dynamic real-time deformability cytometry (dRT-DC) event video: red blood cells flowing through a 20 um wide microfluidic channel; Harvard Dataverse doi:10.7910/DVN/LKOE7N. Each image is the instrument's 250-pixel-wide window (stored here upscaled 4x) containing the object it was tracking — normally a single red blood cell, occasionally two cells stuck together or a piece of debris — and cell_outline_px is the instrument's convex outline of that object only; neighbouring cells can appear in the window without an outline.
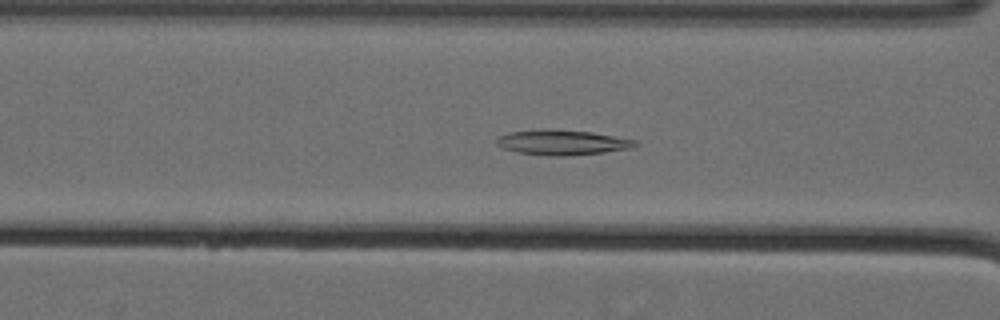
{"species": "Egyptian fruit bat (a non-hibernating species)", "species_latin": "Rousettus aegyptiacus", "temperature_condition": "cold", "stored_images_in_passage": 60, "camera_frame_rate_fps": 3000, "um_per_image_px": 0.085, "animal": {"sex": "female"}, "frame": {"image": 1, "passage_image": 28, "time_ms": 9.0, "image_size_px": [1000, 320], "cell_outline_px": [[640, 144], [632, 148], [604, 152], [564, 156], [548, 156], [516, 152], [504, 148], [496, 144], [496, 140], [500, 136], [508, 132], [544, 128], [548, 128], [592, 132], [636, 140]], "centroid_in_image_um": [47.79, 12.09], "position_along_channel_um": 118.8, "area_um2": 20.46}}
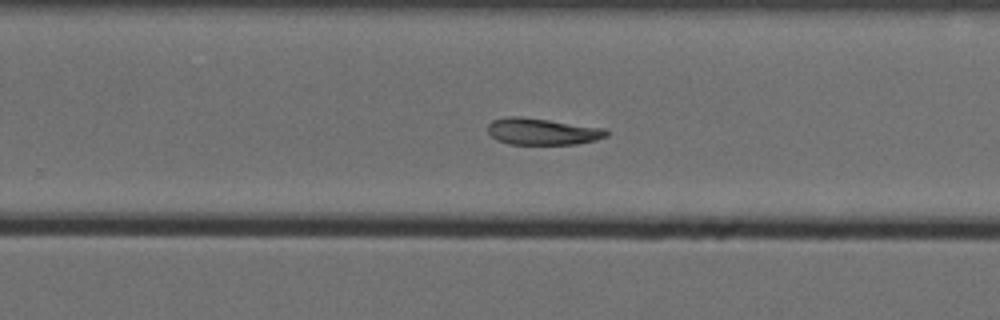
{"frame": {"image": 2, "passage_image": 42, "time_ms": 13.667, "image_size_px": [1000, 320], "cell_outline_px": [[608, 136], [596, 140], [576, 144], [508, 144], [496, 140], [488, 132], [488, 124], [492, 120], [508, 116], [520, 116], [604, 128], [608, 132]], "centroid_in_image_um": [46.07, 11.18], "position_along_channel_um": 283.7, "area_um2": 18.38}}
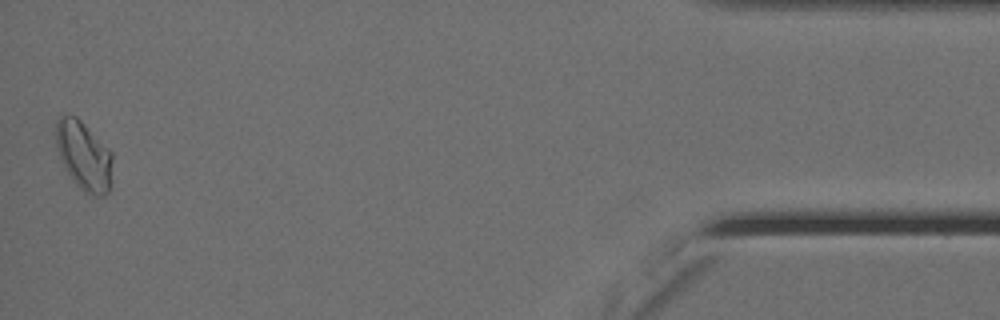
{"frame": {"image": 3, "passage_image": 60, "time_ms": 19.667, "image_size_px": [1000, 320], "cell_outline_px": [[112, 160], [108, 192], [104, 196], [88, 196], [76, 184], [64, 168], [60, 160], [56, 148], [56, 120], [60, 116], [76, 116], [112, 152]], "centroid_in_image_um": [7.1, 13.26], "position_along_channel_um": 428.1, "area_um2": 22.6}}